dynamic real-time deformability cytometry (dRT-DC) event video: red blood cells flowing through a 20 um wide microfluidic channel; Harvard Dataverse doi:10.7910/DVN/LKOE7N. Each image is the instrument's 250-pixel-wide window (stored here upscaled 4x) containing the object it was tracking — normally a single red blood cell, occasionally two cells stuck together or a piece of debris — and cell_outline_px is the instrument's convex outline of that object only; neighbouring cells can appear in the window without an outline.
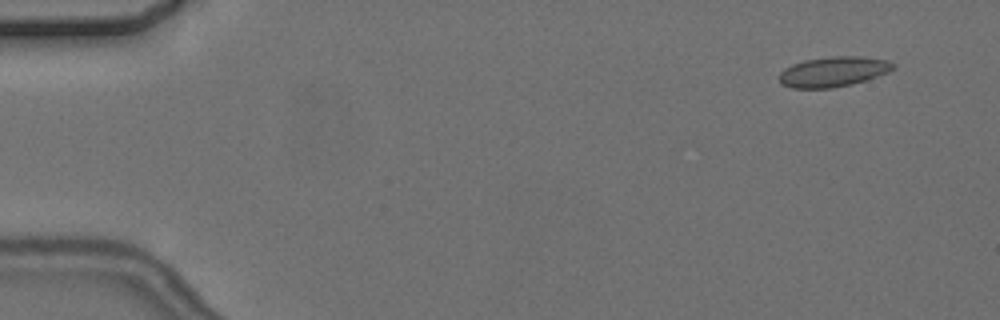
{"species": "common noctule bat (a hibernating species)", "species_latin": "Nyctalus noctula", "temperature_condition": "cold", "stored_images_in_passage": 4, "camera_frame_rate_fps": 3000, "um_per_image_px": 0.085, "animal": {"sex": "female", "body_mass_g": 24.6, "forearm_length_mm": 56.2}, "frame": {"image": 1, "passage_image": 1, "time_ms": 0.0, "image_size_px": [1000, 320], "cell_outline_px": [[896, 68], [888, 72], [868, 80], [852, 84], [832, 88], [792, 88], [780, 84], [780, 72], [784, 68], [792, 64], [804, 60], [832, 56], [860, 56], [888, 60], [896, 64]], "centroid_in_image_um": [70.86, 6.09], "position_along_channel_um": 14.1, "area_um2": 20.23}}